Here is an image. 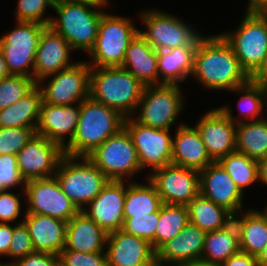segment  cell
<instances>
[{
	"label": "cell",
	"mask_w": 267,
	"mask_h": 266,
	"mask_svg": "<svg viewBox=\"0 0 267 266\" xmlns=\"http://www.w3.org/2000/svg\"><path fill=\"white\" fill-rule=\"evenodd\" d=\"M192 76L205 88L217 91H231L250 80L221 33L198 39Z\"/></svg>",
	"instance_id": "cell-1"
},
{
	"label": "cell",
	"mask_w": 267,
	"mask_h": 266,
	"mask_svg": "<svg viewBox=\"0 0 267 266\" xmlns=\"http://www.w3.org/2000/svg\"><path fill=\"white\" fill-rule=\"evenodd\" d=\"M144 88L122 67H91L89 97L118 111L125 118L138 112Z\"/></svg>",
	"instance_id": "cell-2"
},
{
	"label": "cell",
	"mask_w": 267,
	"mask_h": 266,
	"mask_svg": "<svg viewBox=\"0 0 267 266\" xmlns=\"http://www.w3.org/2000/svg\"><path fill=\"white\" fill-rule=\"evenodd\" d=\"M125 117L118 111L90 97L80 103V114L75 134L66 144L64 154L87 156L110 136L124 127Z\"/></svg>",
	"instance_id": "cell-3"
},
{
	"label": "cell",
	"mask_w": 267,
	"mask_h": 266,
	"mask_svg": "<svg viewBox=\"0 0 267 266\" xmlns=\"http://www.w3.org/2000/svg\"><path fill=\"white\" fill-rule=\"evenodd\" d=\"M106 6L54 2L53 9L57 12L58 18L53 16L49 26L62 35L73 50L80 49L89 53L95 45L99 23L105 12L102 8Z\"/></svg>",
	"instance_id": "cell-4"
},
{
	"label": "cell",
	"mask_w": 267,
	"mask_h": 266,
	"mask_svg": "<svg viewBox=\"0 0 267 266\" xmlns=\"http://www.w3.org/2000/svg\"><path fill=\"white\" fill-rule=\"evenodd\" d=\"M81 159V161H78ZM77 160V161H76ZM61 190L79 211L95 199L109 179L86 156L64 154L55 173Z\"/></svg>",
	"instance_id": "cell-5"
},
{
	"label": "cell",
	"mask_w": 267,
	"mask_h": 266,
	"mask_svg": "<svg viewBox=\"0 0 267 266\" xmlns=\"http://www.w3.org/2000/svg\"><path fill=\"white\" fill-rule=\"evenodd\" d=\"M242 69L251 78L267 55V17L263 12H247L233 32H223Z\"/></svg>",
	"instance_id": "cell-6"
},
{
	"label": "cell",
	"mask_w": 267,
	"mask_h": 266,
	"mask_svg": "<svg viewBox=\"0 0 267 266\" xmlns=\"http://www.w3.org/2000/svg\"><path fill=\"white\" fill-rule=\"evenodd\" d=\"M139 33L129 18L103 13L93 49L91 67H122L130 42Z\"/></svg>",
	"instance_id": "cell-7"
},
{
	"label": "cell",
	"mask_w": 267,
	"mask_h": 266,
	"mask_svg": "<svg viewBox=\"0 0 267 266\" xmlns=\"http://www.w3.org/2000/svg\"><path fill=\"white\" fill-rule=\"evenodd\" d=\"M86 157L109 180L124 181L142 170L132 138L124 127Z\"/></svg>",
	"instance_id": "cell-8"
},
{
	"label": "cell",
	"mask_w": 267,
	"mask_h": 266,
	"mask_svg": "<svg viewBox=\"0 0 267 266\" xmlns=\"http://www.w3.org/2000/svg\"><path fill=\"white\" fill-rule=\"evenodd\" d=\"M181 90L178 84L145 86L137 106L140 113L132 118L146 126L170 130L184 110Z\"/></svg>",
	"instance_id": "cell-9"
},
{
	"label": "cell",
	"mask_w": 267,
	"mask_h": 266,
	"mask_svg": "<svg viewBox=\"0 0 267 266\" xmlns=\"http://www.w3.org/2000/svg\"><path fill=\"white\" fill-rule=\"evenodd\" d=\"M46 25L17 21L16 27L0 37L6 67L10 75L33 77L40 36Z\"/></svg>",
	"instance_id": "cell-10"
},
{
	"label": "cell",
	"mask_w": 267,
	"mask_h": 266,
	"mask_svg": "<svg viewBox=\"0 0 267 266\" xmlns=\"http://www.w3.org/2000/svg\"><path fill=\"white\" fill-rule=\"evenodd\" d=\"M139 15L146 30L139 34L158 52L184 46H197L202 36L185 21L159 10L142 11ZM200 34V35H199Z\"/></svg>",
	"instance_id": "cell-11"
},
{
	"label": "cell",
	"mask_w": 267,
	"mask_h": 266,
	"mask_svg": "<svg viewBox=\"0 0 267 266\" xmlns=\"http://www.w3.org/2000/svg\"><path fill=\"white\" fill-rule=\"evenodd\" d=\"M90 73L91 66L87 61H79L66 69L42 78L37 84L41 89L43 102L60 106L81 103L89 97ZM52 76L48 85H41V82Z\"/></svg>",
	"instance_id": "cell-12"
},
{
	"label": "cell",
	"mask_w": 267,
	"mask_h": 266,
	"mask_svg": "<svg viewBox=\"0 0 267 266\" xmlns=\"http://www.w3.org/2000/svg\"><path fill=\"white\" fill-rule=\"evenodd\" d=\"M23 192L27 197L25 214L47 215L68 222L79 212L63 193L55 176L29 180Z\"/></svg>",
	"instance_id": "cell-13"
},
{
	"label": "cell",
	"mask_w": 267,
	"mask_h": 266,
	"mask_svg": "<svg viewBox=\"0 0 267 266\" xmlns=\"http://www.w3.org/2000/svg\"><path fill=\"white\" fill-rule=\"evenodd\" d=\"M124 128L137 150L141 169L150 167L153 172L171 164L173 136H170V130L140 124L132 117L125 118Z\"/></svg>",
	"instance_id": "cell-14"
},
{
	"label": "cell",
	"mask_w": 267,
	"mask_h": 266,
	"mask_svg": "<svg viewBox=\"0 0 267 266\" xmlns=\"http://www.w3.org/2000/svg\"><path fill=\"white\" fill-rule=\"evenodd\" d=\"M148 178L156 187L162 203L187 206L199 193V171L168 164L156 169Z\"/></svg>",
	"instance_id": "cell-15"
},
{
	"label": "cell",
	"mask_w": 267,
	"mask_h": 266,
	"mask_svg": "<svg viewBox=\"0 0 267 266\" xmlns=\"http://www.w3.org/2000/svg\"><path fill=\"white\" fill-rule=\"evenodd\" d=\"M16 156L20 174L27 182L54 176L64 156V149L58 143L35 133Z\"/></svg>",
	"instance_id": "cell-16"
},
{
	"label": "cell",
	"mask_w": 267,
	"mask_h": 266,
	"mask_svg": "<svg viewBox=\"0 0 267 266\" xmlns=\"http://www.w3.org/2000/svg\"><path fill=\"white\" fill-rule=\"evenodd\" d=\"M125 182L109 180L99 195L86 206L88 208L82 210L107 234L123 228Z\"/></svg>",
	"instance_id": "cell-17"
},
{
	"label": "cell",
	"mask_w": 267,
	"mask_h": 266,
	"mask_svg": "<svg viewBox=\"0 0 267 266\" xmlns=\"http://www.w3.org/2000/svg\"><path fill=\"white\" fill-rule=\"evenodd\" d=\"M194 127L214 162L236 151V123L219 107L206 112Z\"/></svg>",
	"instance_id": "cell-18"
},
{
	"label": "cell",
	"mask_w": 267,
	"mask_h": 266,
	"mask_svg": "<svg viewBox=\"0 0 267 266\" xmlns=\"http://www.w3.org/2000/svg\"><path fill=\"white\" fill-rule=\"evenodd\" d=\"M199 183L203 197L225 207L233 215L243 211L244 194L217 161L199 171Z\"/></svg>",
	"instance_id": "cell-19"
},
{
	"label": "cell",
	"mask_w": 267,
	"mask_h": 266,
	"mask_svg": "<svg viewBox=\"0 0 267 266\" xmlns=\"http://www.w3.org/2000/svg\"><path fill=\"white\" fill-rule=\"evenodd\" d=\"M74 51L67 40L50 26H47L39 40L33 67V78L38 83L42 78L66 69L70 62V52Z\"/></svg>",
	"instance_id": "cell-20"
},
{
	"label": "cell",
	"mask_w": 267,
	"mask_h": 266,
	"mask_svg": "<svg viewBox=\"0 0 267 266\" xmlns=\"http://www.w3.org/2000/svg\"><path fill=\"white\" fill-rule=\"evenodd\" d=\"M106 245L108 266H146L156 258L149 242L123 230L108 233Z\"/></svg>",
	"instance_id": "cell-21"
},
{
	"label": "cell",
	"mask_w": 267,
	"mask_h": 266,
	"mask_svg": "<svg viewBox=\"0 0 267 266\" xmlns=\"http://www.w3.org/2000/svg\"><path fill=\"white\" fill-rule=\"evenodd\" d=\"M80 114V103L77 105H51L42 101L36 133L48 140L58 143L62 148L69 143L76 131ZM69 136L68 138L66 136ZM67 138L68 142H65Z\"/></svg>",
	"instance_id": "cell-22"
},
{
	"label": "cell",
	"mask_w": 267,
	"mask_h": 266,
	"mask_svg": "<svg viewBox=\"0 0 267 266\" xmlns=\"http://www.w3.org/2000/svg\"><path fill=\"white\" fill-rule=\"evenodd\" d=\"M174 135L172 164L201 171L214 162L195 127L181 123Z\"/></svg>",
	"instance_id": "cell-23"
},
{
	"label": "cell",
	"mask_w": 267,
	"mask_h": 266,
	"mask_svg": "<svg viewBox=\"0 0 267 266\" xmlns=\"http://www.w3.org/2000/svg\"><path fill=\"white\" fill-rule=\"evenodd\" d=\"M35 252L59 255L65 247L67 222L41 214H24Z\"/></svg>",
	"instance_id": "cell-24"
},
{
	"label": "cell",
	"mask_w": 267,
	"mask_h": 266,
	"mask_svg": "<svg viewBox=\"0 0 267 266\" xmlns=\"http://www.w3.org/2000/svg\"><path fill=\"white\" fill-rule=\"evenodd\" d=\"M205 235L204 230L189 222L178 235L156 252V258L174 265L201 259Z\"/></svg>",
	"instance_id": "cell-25"
},
{
	"label": "cell",
	"mask_w": 267,
	"mask_h": 266,
	"mask_svg": "<svg viewBox=\"0 0 267 266\" xmlns=\"http://www.w3.org/2000/svg\"><path fill=\"white\" fill-rule=\"evenodd\" d=\"M108 234L91 220L84 212L79 211L67 222L65 247L63 250L94 253L103 251Z\"/></svg>",
	"instance_id": "cell-26"
},
{
	"label": "cell",
	"mask_w": 267,
	"mask_h": 266,
	"mask_svg": "<svg viewBox=\"0 0 267 266\" xmlns=\"http://www.w3.org/2000/svg\"><path fill=\"white\" fill-rule=\"evenodd\" d=\"M158 52L138 33L128 45L122 68L144 86L159 85Z\"/></svg>",
	"instance_id": "cell-27"
},
{
	"label": "cell",
	"mask_w": 267,
	"mask_h": 266,
	"mask_svg": "<svg viewBox=\"0 0 267 266\" xmlns=\"http://www.w3.org/2000/svg\"><path fill=\"white\" fill-rule=\"evenodd\" d=\"M229 107L226 105L219 108L236 123V151L256 161L264 158L267 155V119L236 120Z\"/></svg>",
	"instance_id": "cell-28"
},
{
	"label": "cell",
	"mask_w": 267,
	"mask_h": 266,
	"mask_svg": "<svg viewBox=\"0 0 267 266\" xmlns=\"http://www.w3.org/2000/svg\"><path fill=\"white\" fill-rule=\"evenodd\" d=\"M240 213L233 215L239 232L240 251L257 256L267 244V213L255 209Z\"/></svg>",
	"instance_id": "cell-29"
},
{
	"label": "cell",
	"mask_w": 267,
	"mask_h": 266,
	"mask_svg": "<svg viewBox=\"0 0 267 266\" xmlns=\"http://www.w3.org/2000/svg\"><path fill=\"white\" fill-rule=\"evenodd\" d=\"M195 50L196 46H184L158 51L159 85H179L192 75Z\"/></svg>",
	"instance_id": "cell-30"
},
{
	"label": "cell",
	"mask_w": 267,
	"mask_h": 266,
	"mask_svg": "<svg viewBox=\"0 0 267 266\" xmlns=\"http://www.w3.org/2000/svg\"><path fill=\"white\" fill-rule=\"evenodd\" d=\"M38 84L14 104L0 110V128H37L42 104Z\"/></svg>",
	"instance_id": "cell-31"
},
{
	"label": "cell",
	"mask_w": 267,
	"mask_h": 266,
	"mask_svg": "<svg viewBox=\"0 0 267 266\" xmlns=\"http://www.w3.org/2000/svg\"><path fill=\"white\" fill-rule=\"evenodd\" d=\"M189 222L205 232L225 228L233 221V214L200 193L187 205Z\"/></svg>",
	"instance_id": "cell-32"
},
{
	"label": "cell",
	"mask_w": 267,
	"mask_h": 266,
	"mask_svg": "<svg viewBox=\"0 0 267 266\" xmlns=\"http://www.w3.org/2000/svg\"><path fill=\"white\" fill-rule=\"evenodd\" d=\"M239 251V232L232 221L225 228L206 232L201 259L221 265Z\"/></svg>",
	"instance_id": "cell-33"
},
{
	"label": "cell",
	"mask_w": 267,
	"mask_h": 266,
	"mask_svg": "<svg viewBox=\"0 0 267 266\" xmlns=\"http://www.w3.org/2000/svg\"><path fill=\"white\" fill-rule=\"evenodd\" d=\"M147 184L131 181L127 184L124 200V221L127 218L157 212L162 200L155 185L147 178Z\"/></svg>",
	"instance_id": "cell-34"
},
{
	"label": "cell",
	"mask_w": 267,
	"mask_h": 266,
	"mask_svg": "<svg viewBox=\"0 0 267 266\" xmlns=\"http://www.w3.org/2000/svg\"><path fill=\"white\" fill-rule=\"evenodd\" d=\"M189 223L188 208L184 205L162 204L156 228V252L178 235Z\"/></svg>",
	"instance_id": "cell-35"
},
{
	"label": "cell",
	"mask_w": 267,
	"mask_h": 266,
	"mask_svg": "<svg viewBox=\"0 0 267 266\" xmlns=\"http://www.w3.org/2000/svg\"><path fill=\"white\" fill-rule=\"evenodd\" d=\"M230 175L238 189L244 193V189L259 181L258 164L240 152L234 151L217 161Z\"/></svg>",
	"instance_id": "cell-36"
},
{
	"label": "cell",
	"mask_w": 267,
	"mask_h": 266,
	"mask_svg": "<svg viewBox=\"0 0 267 266\" xmlns=\"http://www.w3.org/2000/svg\"><path fill=\"white\" fill-rule=\"evenodd\" d=\"M231 91L238 92L242 95L238 101L239 116H243L248 121L263 119L258 117L264 112L266 92L251 79L244 85L239 86ZM259 119H258V118ZM256 118V119H255Z\"/></svg>",
	"instance_id": "cell-37"
},
{
	"label": "cell",
	"mask_w": 267,
	"mask_h": 266,
	"mask_svg": "<svg viewBox=\"0 0 267 266\" xmlns=\"http://www.w3.org/2000/svg\"><path fill=\"white\" fill-rule=\"evenodd\" d=\"M36 85L33 77L9 75L0 79V110L14 104Z\"/></svg>",
	"instance_id": "cell-38"
},
{
	"label": "cell",
	"mask_w": 267,
	"mask_h": 266,
	"mask_svg": "<svg viewBox=\"0 0 267 266\" xmlns=\"http://www.w3.org/2000/svg\"><path fill=\"white\" fill-rule=\"evenodd\" d=\"M160 219V209L157 212L127 218L122 230L135 237H140L149 242L156 252V228Z\"/></svg>",
	"instance_id": "cell-39"
},
{
	"label": "cell",
	"mask_w": 267,
	"mask_h": 266,
	"mask_svg": "<svg viewBox=\"0 0 267 266\" xmlns=\"http://www.w3.org/2000/svg\"><path fill=\"white\" fill-rule=\"evenodd\" d=\"M36 133V128H0V155H16Z\"/></svg>",
	"instance_id": "cell-40"
},
{
	"label": "cell",
	"mask_w": 267,
	"mask_h": 266,
	"mask_svg": "<svg viewBox=\"0 0 267 266\" xmlns=\"http://www.w3.org/2000/svg\"><path fill=\"white\" fill-rule=\"evenodd\" d=\"M53 6L54 0H18L15 10L16 22H37L49 26L52 18H44V15L47 8H53Z\"/></svg>",
	"instance_id": "cell-41"
},
{
	"label": "cell",
	"mask_w": 267,
	"mask_h": 266,
	"mask_svg": "<svg viewBox=\"0 0 267 266\" xmlns=\"http://www.w3.org/2000/svg\"><path fill=\"white\" fill-rule=\"evenodd\" d=\"M59 266H108L106 252L85 253L74 250H62Z\"/></svg>",
	"instance_id": "cell-42"
},
{
	"label": "cell",
	"mask_w": 267,
	"mask_h": 266,
	"mask_svg": "<svg viewBox=\"0 0 267 266\" xmlns=\"http://www.w3.org/2000/svg\"><path fill=\"white\" fill-rule=\"evenodd\" d=\"M0 183L6 190L18 185H23L25 190L26 181L20 174L16 155H0Z\"/></svg>",
	"instance_id": "cell-43"
},
{
	"label": "cell",
	"mask_w": 267,
	"mask_h": 266,
	"mask_svg": "<svg viewBox=\"0 0 267 266\" xmlns=\"http://www.w3.org/2000/svg\"><path fill=\"white\" fill-rule=\"evenodd\" d=\"M12 235L8 257L19 260L34 252L32 239L26 225L22 221L13 226Z\"/></svg>",
	"instance_id": "cell-44"
},
{
	"label": "cell",
	"mask_w": 267,
	"mask_h": 266,
	"mask_svg": "<svg viewBox=\"0 0 267 266\" xmlns=\"http://www.w3.org/2000/svg\"><path fill=\"white\" fill-rule=\"evenodd\" d=\"M20 194L10 193L9 190L0 194V223L16 221L21 212Z\"/></svg>",
	"instance_id": "cell-45"
},
{
	"label": "cell",
	"mask_w": 267,
	"mask_h": 266,
	"mask_svg": "<svg viewBox=\"0 0 267 266\" xmlns=\"http://www.w3.org/2000/svg\"><path fill=\"white\" fill-rule=\"evenodd\" d=\"M0 264L10 266H59V257L58 255L50 253L34 251L24 258L13 261L12 263L0 262Z\"/></svg>",
	"instance_id": "cell-46"
},
{
	"label": "cell",
	"mask_w": 267,
	"mask_h": 266,
	"mask_svg": "<svg viewBox=\"0 0 267 266\" xmlns=\"http://www.w3.org/2000/svg\"><path fill=\"white\" fill-rule=\"evenodd\" d=\"M220 266H258V262L256 256L239 251L238 253L231 255Z\"/></svg>",
	"instance_id": "cell-47"
},
{
	"label": "cell",
	"mask_w": 267,
	"mask_h": 266,
	"mask_svg": "<svg viewBox=\"0 0 267 266\" xmlns=\"http://www.w3.org/2000/svg\"><path fill=\"white\" fill-rule=\"evenodd\" d=\"M13 227L9 223H0V257L8 256L12 241Z\"/></svg>",
	"instance_id": "cell-48"
},
{
	"label": "cell",
	"mask_w": 267,
	"mask_h": 266,
	"mask_svg": "<svg viewBox=\"0 0 267 266\" xmlns=\"http://www.w3.org/2000/svg\"><path fill=\"white\" fill-rule=\"evenodd\" d=\"M256 85L260 86L267 92V55L262 66L250 78Z\"/></svg>",
	"instance_id": "cell-49"
},
{
	"label": "cell",
	"mask_w": 267,
	"mask_h": 266,
	"mask_svg": "<svg viewBox=\"0 0 267 266\" xmlns=\"http://www.w3.org/2000/svg\"><path fill=\"white\" fill-rule=\"evenodd\" d=\"M258 164V179L260 183L267 185V155L257 161Z\"/></svg>",
	"instance_id": "cell-50"
},
{
	"label": "cell",
	"mask_w": 267,
	"mask_h": 266,
	"mask_svg": "<svg viewBox=\"0 0 267 266\" xmlns=\"http://www.w3.org/2000/svg\"><path fill=\"white\" fill-rule=\"evenodd\" d=\"M247 12H263L267 8V0H249Z\"/></svg>",
	"instance_id": "cell-51"
},
{
	"label": "cell",
	"mask_w": 267,
	"mask_h": 266,
	"mask_svg": "<svg viewBox=\"0 0 267 266\" xmlns=\"http://www.w3.org/2000/svg\"><path fill=\"white\" fill-rule=\"evenodd\" d=\"M109 0H54V2H76L92 5H109Z\"/></svg>",
	"instance_id": "cell-52"
},
{
	"label": "cell",
	"mask_w": 267,
	"mask_h": 266,
	"mask_svg": "<svg viewBox=\"0 0 267 266\" xmlns=\"http://www.w3.org/2000/svg\"><path fill=\"white\" fill-rule=\"evenodd\" d=\"M176 266H220V265L213 264V263H210V262L202 260V259H197L194 261H189V262H185L182 264H178Z\"/></svg>",
	"instance_id": "cell-53"
},
{
	"label": "cell",
	"mask_w": 267,
	"mask_h": 266,
	"mask_svg": "<svg viewBox=\"0 0 267 266\" xmlns=\"http://www.w3.org/2000/svg\"><path fill=\"white\" fill-rule=\"evenodd\" d=\"M2 50L0 49V79L9 76Z\"/></svg>",
	"instance_id": "cell-54"
},
{
	"label": "cell",
	"mask_w": 267,
	"mask_h": 266,
	"mask_svg": "<svg viewBox=\"0 0 267 266\" xmlns=\"http://www.w3.org/2000/svg\"><path fill=\"white\" fill-rule=\"evenodd\" d=\"M258 266H267V244L257 256Z\"/></svg>",
	"instance_id": "cell-55"
},
{
	"label": "cell",
	"mask_w": 267,
	"mask_h": 266,
	"mask_svg": "<svg viewBox=\"0 0 267 266\" xmlns=\"http://www.w3.org/2000/svg\"><path fill=\"white\" fill-rule=\"evenodd\" d=\"M146 266H176V265L162 262V261H159L157 258H155L151 263H149Z\"/></svg>",
	"instance_id": "cell-56"
},
{
	"label": "cell",
	"mask_w": 267,
	"mask_h": 266,
	"mask_svg": "<svg viewBox=\"0 0 267 266\" xmlns=\"http://www.w3.org/2000/svg\"><path fill=\"white\" fill-rule=\"evenodd\" d=\"M4 191H6V189H5L4 186L0 183V194L3 193Z\"/></svg>",
	"instance_id": "cell-57"
},
{
	"label": "cell",
	"mask_w": 267,
	"mask_h": 266,
	"mask_svg": "<svg viewBox=\"0 0 267 266\" xmlns=\"http://www.w3.org/2000/svg\"><path fill=\"white\" fill-rule=\"evenodd\" d=\"M265 107H267V92H266V100H265ZM266 111H267V108H266Z\"/></svg>",
	"instance_id": "cell-58"
},
{
	"label": "cell",
	"mask_w": 267,
	"mask_h": 266,
	"mask_svg": "<svg viewBox=\"0 0 267 266\" xmlns=\"http://www.w3.org/2000/svg\"><path fill=\"white\" fill-rule=\"evenodd\" d=\"M263 13L266 15V17H267V9H265L264 11H263Z\"/></svg>",
	"instance_id": "cell-59"
}]
</instances>
